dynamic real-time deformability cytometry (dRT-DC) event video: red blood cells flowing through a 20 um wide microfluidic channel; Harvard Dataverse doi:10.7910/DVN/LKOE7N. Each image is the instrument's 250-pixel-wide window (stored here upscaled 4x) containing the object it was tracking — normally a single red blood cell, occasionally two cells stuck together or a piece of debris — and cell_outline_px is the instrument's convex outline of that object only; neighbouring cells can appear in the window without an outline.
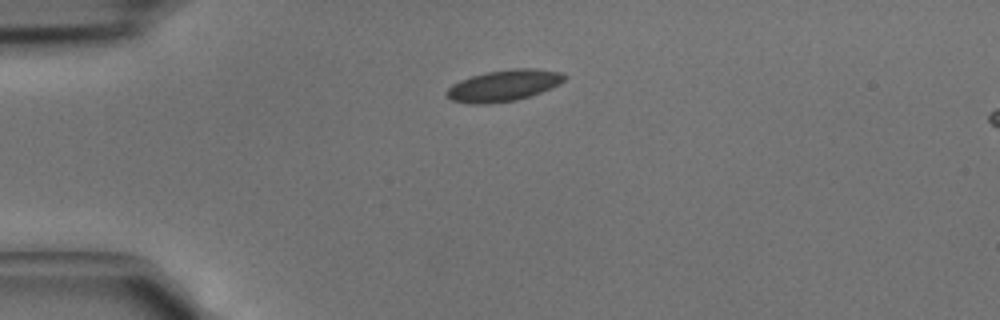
{"species": "common noctule bat (a hibernating species)", "species_latin": "Nyctalus noctula", "temperature_condition": "cold", "stored_images_in_passage": 2, "camera_frame_rate_fps": 3000, "um_per_image_px": 0.085, "animal": {"sex": "male", "body_mass_g": 15.6}, "frame": {"image": 1, "passage_image": 1, "time_ms": 0.0, "image_size_px": [1000, 320], "cell_outline_px": [[568, 76], [560, 84], [552, 88], [516, 100], [488, 104], [472, 104], [452, 100], [444, 96], [444, 92], [452, 84], [460, 80], [484, 72], [516, 68], [536, 68], [560, 72]], "centroid_in_image_um": [42.8, 7.27], "position_along_channel_um": 42.2, "area_um2": 21.68}}
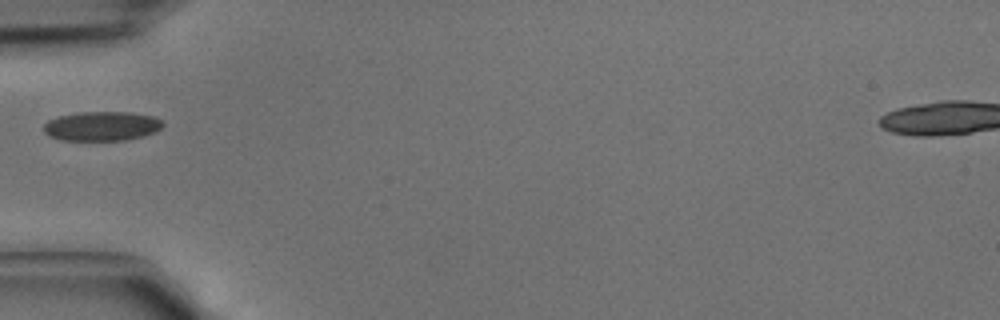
{"frame": {"image": 2, "passage_image": 2, "time_ms": 0.333, "image_size_px": [1000, 320], "cell_outline_px": [[164, 124], [156, 132], [144, 136], [124, 140], [60, 140], [48, 136], [44, 132], [44, 124], [48, 120], [60, 116], [80, 112], [128, 112], [152, 116], [164, 120]], "centroid_in_image_um": [8.66, 10.72], "position_along_channel_um": 76.3, "area_um2": 20.46}}